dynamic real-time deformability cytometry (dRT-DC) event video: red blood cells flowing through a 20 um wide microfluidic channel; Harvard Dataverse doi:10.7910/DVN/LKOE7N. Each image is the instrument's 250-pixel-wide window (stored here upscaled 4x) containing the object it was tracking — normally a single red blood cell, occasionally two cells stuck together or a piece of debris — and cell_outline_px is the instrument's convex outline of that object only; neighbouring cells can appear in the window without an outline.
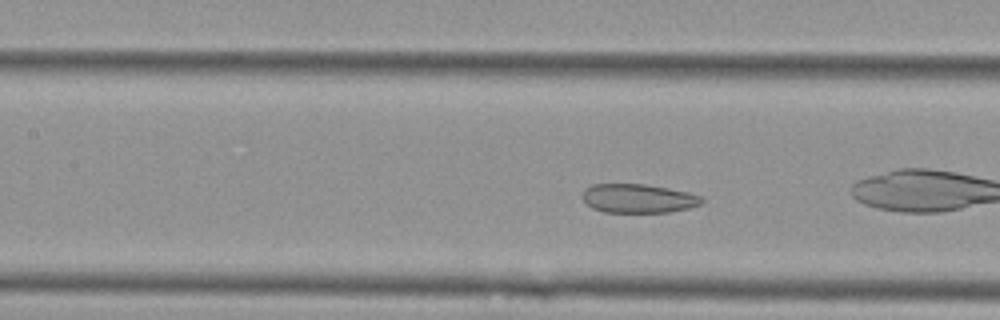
{"species": "Egyptian fruit bat (a non-hibernating species)", "species_latin": "Rousettus aegyptiacus", "temperature_condition": "cold", "stored_images_in_passage": 34, "camera_frame_rate_fps": 3000, "um_per_image_px": 0.085, "animal": {"sex": "female"}, "frame": {"image": 1, "passage_image": 6, "time_ms": 1.667, "image_size_px": [1000, 320], "cell_outline_px": [[704, 204], [688, 208], [668, 212], [604, 212], [592, 208], [580, 196], [584, 188], [592, 184], [644, 184], [668, 188], [688, 192], [704, 196]], "centroid_in_image_um": [54.27, 16.86], "position_along_channel_um": 153.1, "area_um2": 20.35}}